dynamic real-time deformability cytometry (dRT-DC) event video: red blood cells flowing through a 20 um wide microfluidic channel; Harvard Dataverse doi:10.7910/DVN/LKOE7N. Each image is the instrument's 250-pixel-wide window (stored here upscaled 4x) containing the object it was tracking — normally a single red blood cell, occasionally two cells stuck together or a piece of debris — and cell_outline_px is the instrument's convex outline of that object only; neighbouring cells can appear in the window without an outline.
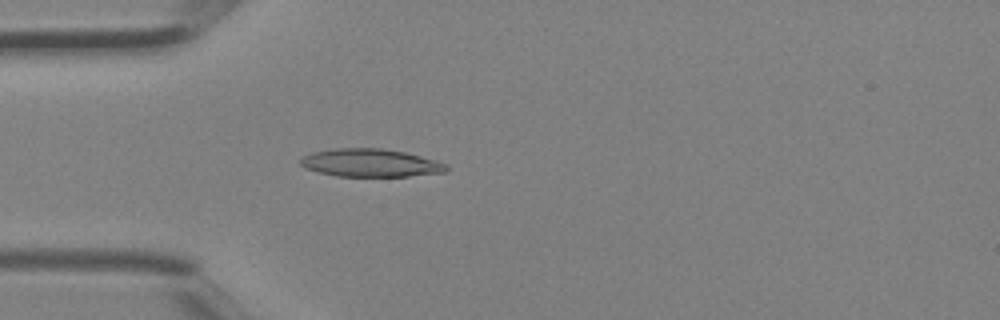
{"species": "Egyptian fruit bat (a non-hibernating species)", "species_latin": "Rousettus aegyptiacus", "temperature_condition": "room temperature", "stored_images_in_passage": 30, "camera_frame_rate_fps": 3000, "um_per_image_px": 0.085, "animal": {"sex": "female"}, "frame": {"image": 1, "passage_image": 1, "time_ms": 0.0, "image_size_px": [1000, 320], "cell_outline_px": [[448, 172], [408, 176], [336, 176], [304, 168], [300, 164], [300, 156], [312, 152], [332, 148], [380, 148], [404, 152], [420, 156], [448, 164]], "centroid_in_image_um": [31.46, 13.84], "position_along_channel_um": 53.5, "area_um2": 23.87}}
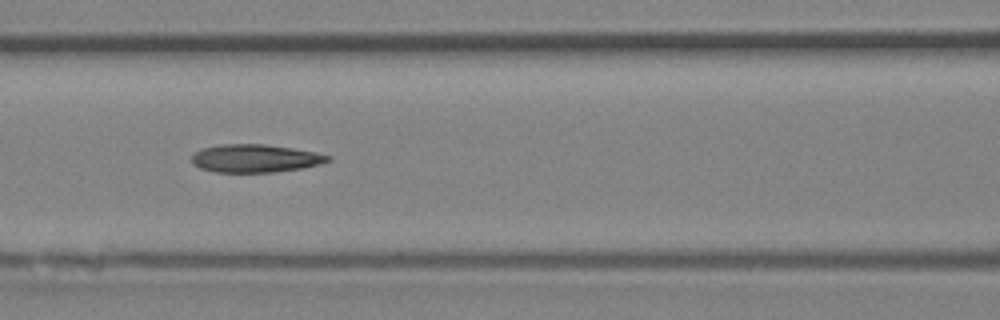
{"frame": {"image": 2, "passage_image": 7, "time_ms": 2.0, "image_size_px": [1000, 320], "cell_outline_px": [[332, 160], [300, 168], [272, 172], [216, 172], [200, 168], [192, 164], [192, 156], [200, 148], [220, 144], [264, 144], [292, 148], [316, 152], [332, 156]], "centroid_in_image_um": [21.66, 13.45], "position_along_channel_um": 144.9, "area_um2": 22.14}}
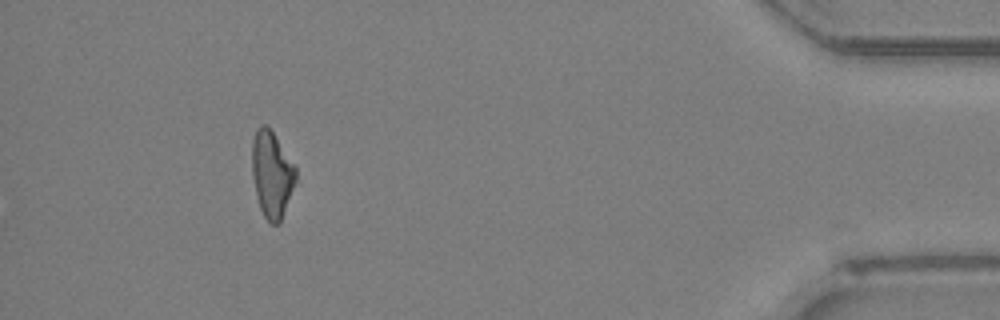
{"frame": {"image": 3, "passage_image": 27, "time_ms": 8.667, "image_size_px": [1000, 320], "cell_outline_px": [[296, 180], [280, 224], [272, 224], [264, 216], [260, 208], [256, 196], [252, 176], [252, 140], [256, 128], [260, 124], [264, 124], [272, 132], [296, 168]], "centroid_in_image_um": [23.08, 14.83], "position_along_channel_um": 412.1, "area_um2": 21.85}}